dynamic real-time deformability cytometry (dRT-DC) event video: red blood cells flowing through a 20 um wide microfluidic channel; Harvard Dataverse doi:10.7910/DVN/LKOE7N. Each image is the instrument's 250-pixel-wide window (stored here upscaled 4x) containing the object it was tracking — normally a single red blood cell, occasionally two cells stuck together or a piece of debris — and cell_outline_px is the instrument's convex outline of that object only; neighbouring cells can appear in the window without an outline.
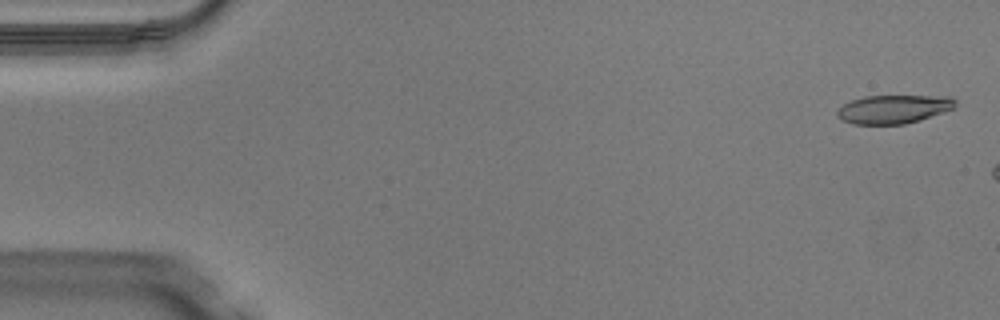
{"species": "Egyptian fruit bat (a non-hibernating species)", "species_latin": "Rousettus aegyptiacus", "temperature_condition": "warm", "stored_images_in_passage": 9, "camera_frame_rate_fps": 3000, "um_per_image_px": 0.085, "animal": {"sex": "male"}, "frame": {"image": 1, "passage_image": 2, "time_ms": 0.333, "image_size_px": [1000, 320], "cell_outline_px": [[956, 104], [952, 108], [904, 124], [852, 124], [836, 116], [836, 112], [844, 104], [852, 100], [864, 96], [948, 96], [956, 100]], "centroid_in_image_um": [75.9, 9.27], "position_along_channel_um": 9.1, "area_um2": 19.19}}